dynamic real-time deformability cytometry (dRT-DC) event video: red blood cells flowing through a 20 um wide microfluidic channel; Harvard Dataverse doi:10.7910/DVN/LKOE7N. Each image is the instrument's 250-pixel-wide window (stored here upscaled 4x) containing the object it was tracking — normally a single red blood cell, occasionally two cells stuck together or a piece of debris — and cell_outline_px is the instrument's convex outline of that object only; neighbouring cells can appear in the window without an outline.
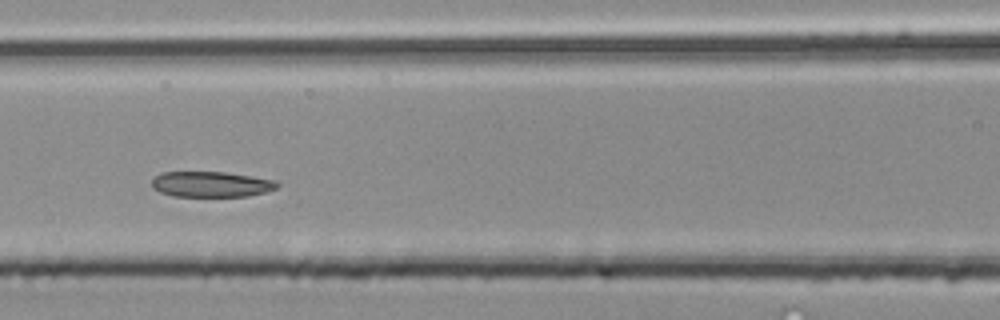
{"species": "common noctule bat (a hibernating species)", "species_latin": "Nyctalus noctula", "temperature_condition": "room temperature", "stored_images_in_passage": 45, "segment_of_instrument_passage": [2, 3], "camera_frame_rate_fps": 3000, "um_per_image_px": 0.085, "animal": {"sex": "male", "body_mass_g": 20.4}, "frame": {"image": 1, "passage_image": 16, "time_ms": 5.0, "image_size_px": [1000, 320], "cell_outline_px": [[280, 184], [276, 188], [268, 192], [248, 196], [172, 196], [160, 192], [152, 188], [152, 180], [160, 172], [224, 172], [276, 180]], "centroid_in_image_um": [17.96, 15.66], "position_along_channel_um": 148.6, "area_um2": 18.73}}
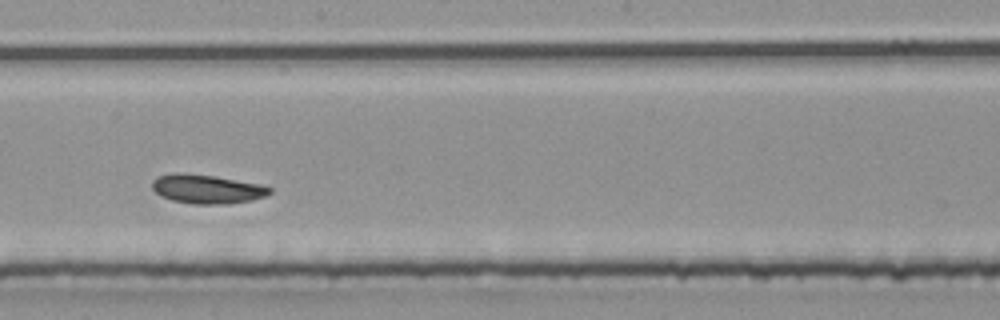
{"frame": {"image": 2, "passage_image": 22, "time_ms": 7.0, "image_size_px": [1000, 320], "cell_outline_px": [[272, 192], [264, 196], [252, 200], [228, 204], [192, 204], [172, 200], [160, 196], [152, 188], [152, 180], [156, 176], [176, 172], [180, 172], [216, 176], [260, 184], [272, 188]], "centroid_in_image_um": [17.56, 16.06], "position_along_channel_um": 230.6, "area_um2": 20.06}}
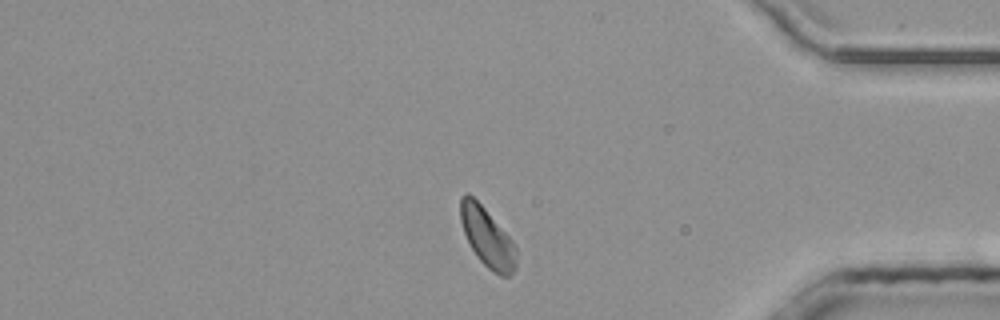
{"frame": {"image": 3, "passage_image": 36, "time_ms": 11.667, "image_size_px": [1000, 320], "cell_outline_px": [[516, 268], [508, 276], [500, 276], [492, 272], [476, 256], [464, 232], [460, 220], [460, 196], [464, 192], [468, 192], [484, 208], [512, 240], [516, 248]], "centroid_in_image_um": [41.4, 20.17], "position_along_channel_um": 393.8, "area_um2": 19.07}}